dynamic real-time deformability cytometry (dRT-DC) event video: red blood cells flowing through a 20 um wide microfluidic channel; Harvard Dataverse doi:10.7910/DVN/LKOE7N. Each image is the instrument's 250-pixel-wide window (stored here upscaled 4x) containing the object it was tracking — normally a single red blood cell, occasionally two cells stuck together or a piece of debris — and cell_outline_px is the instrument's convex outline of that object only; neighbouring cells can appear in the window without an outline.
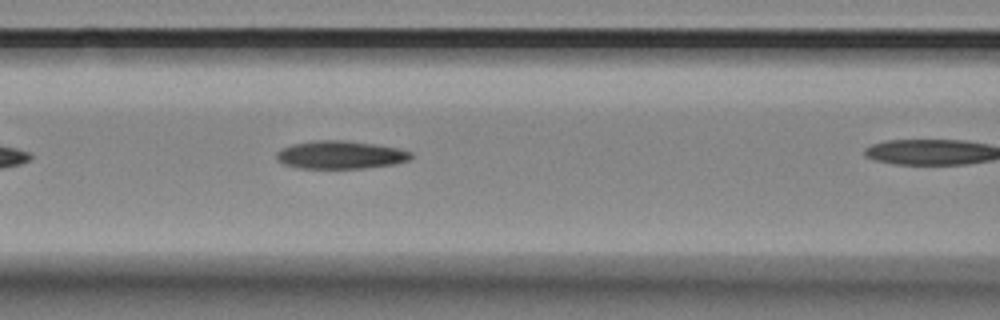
{"species": "Egyptian fruit bat (a non-hibernating species)", "species_latin": "Rousettus aegyptiacus", "temperature_condition": "room temperature", "stored_images_in_passage": 11, "camera_frame_rate_fps": 3000, "um_per_image_px": 0.085, "animal": {"sex": "female"}, "frame": {"image": 1, "passage_image": 10, "time_ms": 3.0, "image_size_px": [1000, 320], "cell_outline_px": [[412, 156], [408, 160], [392, 164], [364, 168], [300, 168], [284, 164], [276, 160], [276, 152], [280, 148], [292, 144], [316, 140], [344, 140], [376, 144], [400, 148], [412, 152]], "centroid_in_image_um": [28.91, 13.15], "position_along_channel_um": 137.7, "area_um2": 22.02}}